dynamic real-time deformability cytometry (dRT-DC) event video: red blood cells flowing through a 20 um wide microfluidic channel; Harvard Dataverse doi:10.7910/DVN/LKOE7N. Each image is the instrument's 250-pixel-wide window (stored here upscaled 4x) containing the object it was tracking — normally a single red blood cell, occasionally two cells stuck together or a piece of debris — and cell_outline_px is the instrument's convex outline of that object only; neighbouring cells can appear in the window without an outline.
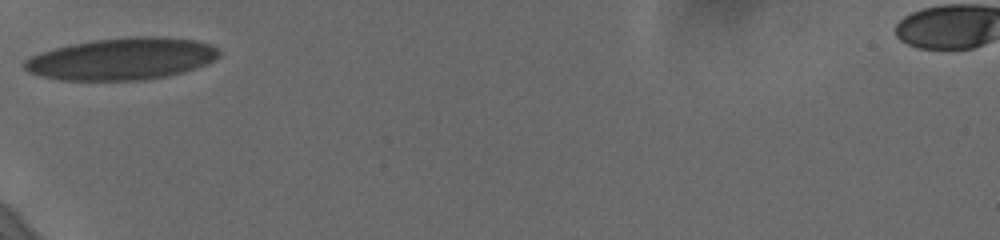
{"species": "human", "species_latin": "Homo sapiens", "temperature_condition": "cold", "stored_images_in_passage": 28, "camera_frame_rate_fps": 3000, "um_per_image_px": 0.085, "donor": {"sex": "female"}, "frame": {"image": 1, "passage_image": 1, "time_ms": 0.0, "image_size_px": [1000, 240], "cell_outline_px": [[220, 56], [196, 68], [184, 72], [164, 76], [140, 80], [64, 80], [44, 76], [28, 72], [24, 68], [24, 60], [40, 52], [52, 48], [92, 40], [128, 36], [168, 36], [196, 40], [208, 44], [216, 48], [220, 52]], "centroid_in_image_um": [10.36, 4.98], "position_along_channel_um": 74.6, "area_um2": 47.57}}
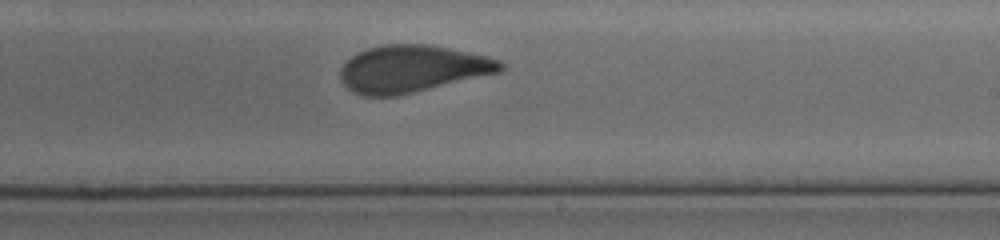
{"frame": {"image": 2, "passage_image": 16, "time_ms": 5.0, "image_size_px": [1000, 240], "cell_outline_px": [[504, 68], [500, 72], [396, 96], [364, 96], [352, 92], [340, 80], [340, 72], [344, 64], [356, 52], [368, 48], [384, 44], [424, 44], [448, 48], [488, 56], [500, 60], [504, 64]], "centroid_in_image_um": [35.02, 5.85], "position_along_channel_um": 254.0, "area_um2": 43.75}}
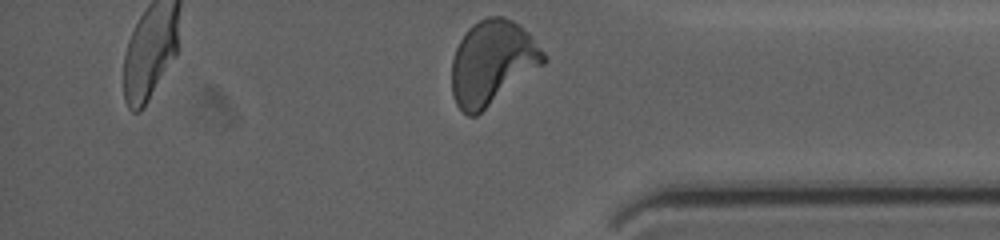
{"frame": {"image": 3, "passage_image": 28, "time_ms": 9.0, "image_size_px": [1000, 240], "cell_outline_px": [[548, 60], [544, 64], [476, 116], [468, 116], [456, 104], [452, 92], [452, 60], [456, 48], [460, 40], [468, 28], [472, 24], [488, 16], [504, 16], [512, 20], [528, 32], [548, 56]], "centroid_in_image_um": [41.85, 5.31], "position_along_channel_um": 393.3, "area_um2": 44.97}, "authors_computed_cell_mechanics": {"area_um2": 44.6216, "velocity_mm_per_s": 3.6495, "shape_relaxation_time_tau1_ms": 4.7277, "shape_relaxation_time_tau2_ms": 0.958, "deformation_change_tau1": 0.1472, "deformation_change_tau2": 0.0606}}